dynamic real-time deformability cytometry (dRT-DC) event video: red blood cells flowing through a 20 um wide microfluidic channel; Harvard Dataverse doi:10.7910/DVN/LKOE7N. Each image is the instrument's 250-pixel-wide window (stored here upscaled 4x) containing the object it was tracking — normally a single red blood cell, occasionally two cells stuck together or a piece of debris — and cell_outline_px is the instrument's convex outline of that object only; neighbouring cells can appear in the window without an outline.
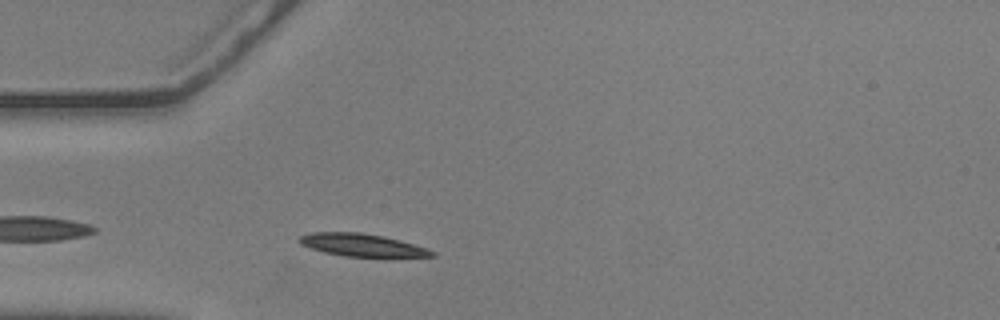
{"species": "common noctule bat (a hibernating species)", "species_latin": "Nyctalus noctula", "temperature_condition": "warm", "stored_images_in_passage": 43, "camera_frame_rate_fps": 3000, "um_per_image_px": 0.085, "animal": {"sex": "male", "body_mass_g": 20.5, "forearm_length_mm": 52.5}, "frame": {"image": 1, "passage_image": 3, "time_ms": 0.667, "image_size_px": [1000, 320], "cell_outline_px": [[436, 256], [384, 260], [344, 256], [324, 252], [300, 244], [296, 240], [300, 236], [308, 232], [360, 232], [384, 236], [400, 240], [428, 248], [436, 252]], "centroid_in_image_um": [30.89, 20.88], "position_along_channel_um": 54.1, "area_um2": 18.73}}
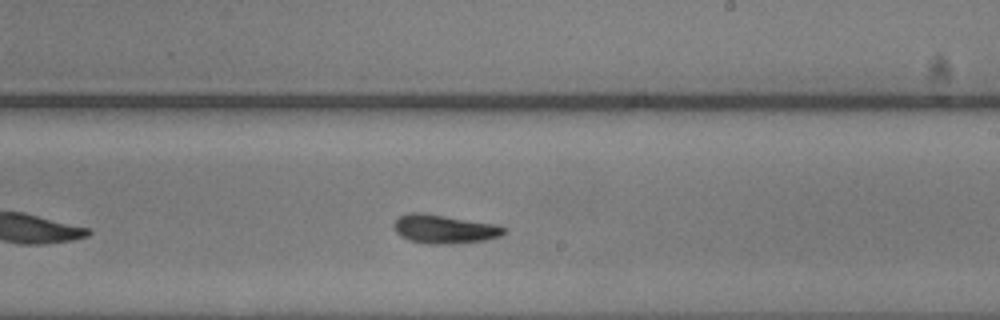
{"frame": {"image": 2, "passage_image": 20, "time_ms": 6.333, "image_size_px": [1000, 320], "cell_outline_px": [[508, 232], [500, 236], [484, 240], [452, 244], [428, 244], [408, 240], [400, 236], [392, 228], [392, 224], [400, 216], [408, 212], [424, 212], [496, 224], [508, 228]], "centroid_in_image_um": [37.76, 19.46], "position_along_channel_um": 251.2, "area_um2": 18.84}}
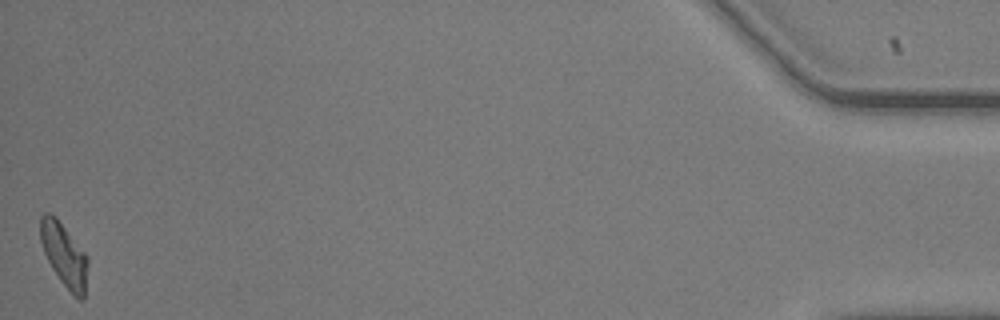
{"frame": {"image": 3, "passage_image": 43, "time_ms": 14.0, "image_size_px": [1000, 320], "cell_outline_px": [[88, 264], [84, 300], [80, 300], [60, 280], [52, 268], [44, 252], [40, 240], [40, 216], [44, 212], [48, 212], [56, 216], [84, 252], [88, 260]], "centroid_in_image_um": [5.44, 21.63], "position_along_channel_um": 429.8, "area_um2": 17.28}, "authors_computed_cell_mechanics": {"area_um2": 17.7446, "velocity_mm_per_s": 3.5797, "shape_relaxation_time_tau1_ms": 6.3777, "shape_relaxation_time_tau2_ms": 5.4564, "deformation_change_tau1": 0.1639, "deformation_change_tau2": 0.1087}}